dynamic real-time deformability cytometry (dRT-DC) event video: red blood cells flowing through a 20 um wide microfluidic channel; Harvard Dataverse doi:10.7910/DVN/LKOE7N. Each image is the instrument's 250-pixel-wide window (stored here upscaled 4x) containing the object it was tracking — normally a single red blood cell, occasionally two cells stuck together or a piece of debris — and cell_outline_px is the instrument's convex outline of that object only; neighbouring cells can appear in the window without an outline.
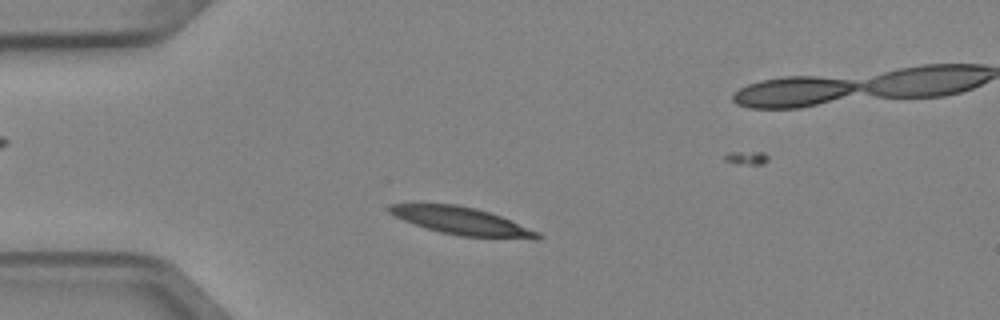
{"species": "Egyptian fruit bat (a non-hibernating species)", "species_latin": "Rousettus aegyptiacus", "temperature_condition": "cold", "stored_images_in_passage": 48, "camera_frame_rate_fps": 3000, "um_per_image_px": 0.085, "animal": {"sex": "female"}, "frame": {"image": 1, "passage_image": 9, "time_ms": 2.667, "image_size_px": [1000, 320], "cell_outline_px": [[544, 236], [536, 240], [460, 236], [440, 232], [404, 220], [388, 212], [388, 204], [456, 204], [476, 208], [512, 220], [540, 232]], "centroid_in_image_um": [39.35, 18.8], "position_along_channel_um": 45.6, "area_um2": 23.87}}
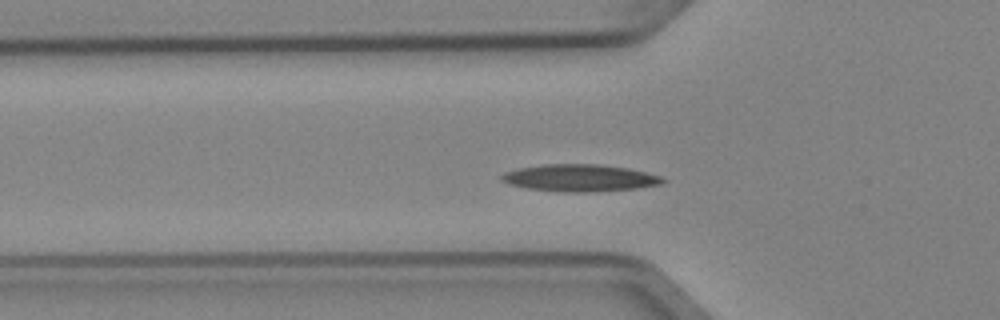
{"frame": {"image": 2, "passage_image": 13, "time_ms": 4.0, "image_size_px": [1000, 320], "cell_outline_px": [[668, 180], [664, 184], [636, 188], [592, 192], [564, 192], [528, 188], [508, 184], [500, 180], [500, 176], [504, 172], [516, 168], [544, 164], [596, 164], [628, 168], [660, 176]], "centroid_in_image_um": [49.27, 15.12], "position_along_channel_um": 76.5, "area_um2": 25.55}}
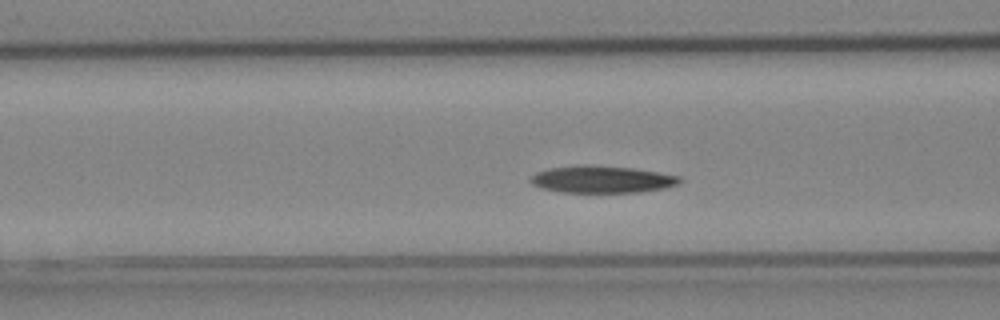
{"frame": {"image": 3, "passage_image": 16, "time_ms": 5.0, "image_size_px": [1000, 320], "cell_outline_px": [[684, 180], [680, 184], [664, 188], [640, 192], [560, 192], [544, 188], [532, 184], [528, 180], [536, 172], [548, 168], [632, 168], [680, 176]], "centroid_in_image_um": [51.24, 15.3], "position_along_channel_um": 115.4, "area_um2": 22.37}, "authors_computed_cell_mechanics": {"area_um2": 23.1489, "velocity_mm_per_s": 3.8967, "shape_relaxation_time_tau1_ms": 4.9167, "shape_relaxation_time_tau2_ms": 6.8484, "deformation_change_tau1": 0.1383, "deformation_change_tau2": 0.1284}}